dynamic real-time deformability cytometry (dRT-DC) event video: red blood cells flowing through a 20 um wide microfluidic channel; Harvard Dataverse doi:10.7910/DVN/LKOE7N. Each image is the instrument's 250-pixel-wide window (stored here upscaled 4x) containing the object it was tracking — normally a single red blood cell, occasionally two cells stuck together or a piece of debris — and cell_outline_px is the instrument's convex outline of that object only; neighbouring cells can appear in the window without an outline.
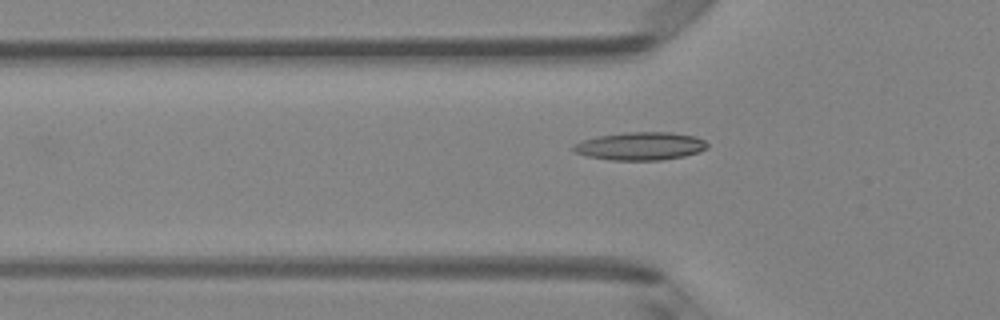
{"species": "Egyptian fruit bat (a non-hibernating species)", "species_latin": "Rousettus aegyptiacus", "temperature_condition": "room temperature", "stored_images_in_passage": 34, "camera_frame_rate_fps": 3000, "um_per_image_px": 0.085, "animal": {"sex": "female"}, "frame": {"image": 1, "passage_image": 2, "time_ms": 0.333, "image_size_px": [1000, 320], "cell_outline_px": [[708, 148], [684, 156], [660, 160], [608, 160], [588, 156], [572, 152], [572, 144], [580, 140], [596, 136], [624, 132], [672, 132], [696, 136], [704, 140], [708, 144]], "centroid_in_image_um": [54.38, 12.41], "position_along_channel_um": 71.4, "area_um2": 22.14}}
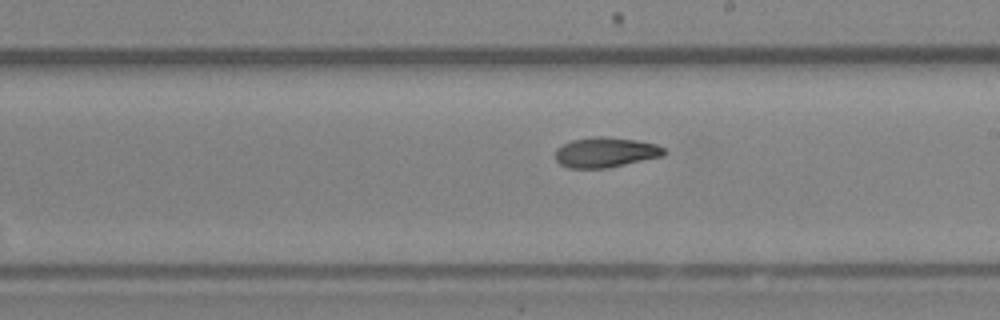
{"frame": {"image": 2, "passage_image": 14, "time_ms": 4.333, "image_size_px": [1000, 320], "cell_outline_px": [[664, 156], [608, 168], [568, 168], [560, 164], [556, 160], [556, 148], [572, 140], [592, 136], [600, 136], [636, 140], [656, 144], [664, 148]], "centroid_in_image_um": [51.46, 12.95], "position_along_channel_um": 237.5, "area_um2": 19.07}}
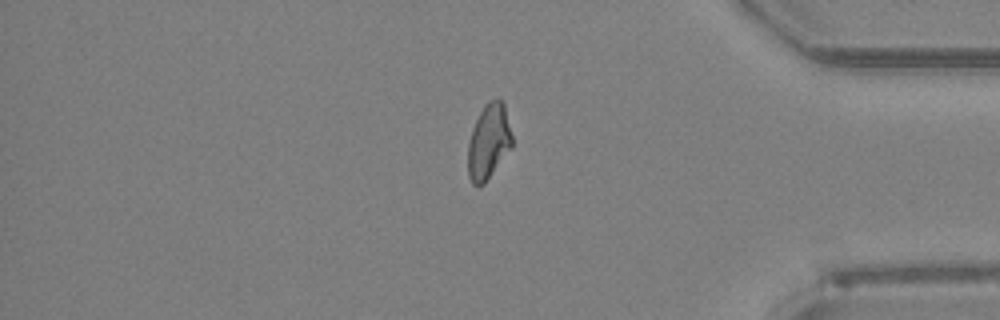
{"frame": {"image": 3, "passage_image": 27, "time_ms": 8.667, "image_size_px": [1000, 320], "cell_outline_px": [[512, 148], [484, 184], [472, 184], [468, 176], [468, 144], [472, 128], [484, 104], [488, 100], [500, 100], [504, 104], [512, 136]], "centroid_in_image_um": [41.53, 12.05], "position_along_channel_um": 393.7, "area_um2": 19.25}, "authors_computed_cell_mechanics": {"area_um2": 19.2185, "velocity_mm_per_s": 4.1677, "shape_relaxation_time_tau1_ms": 3.6415, "shape_relaxation_time_tau2_ms": 3.6952, "deformation_change_tau1": 0.1421, "deformation_change_tau2": 0.1076}}